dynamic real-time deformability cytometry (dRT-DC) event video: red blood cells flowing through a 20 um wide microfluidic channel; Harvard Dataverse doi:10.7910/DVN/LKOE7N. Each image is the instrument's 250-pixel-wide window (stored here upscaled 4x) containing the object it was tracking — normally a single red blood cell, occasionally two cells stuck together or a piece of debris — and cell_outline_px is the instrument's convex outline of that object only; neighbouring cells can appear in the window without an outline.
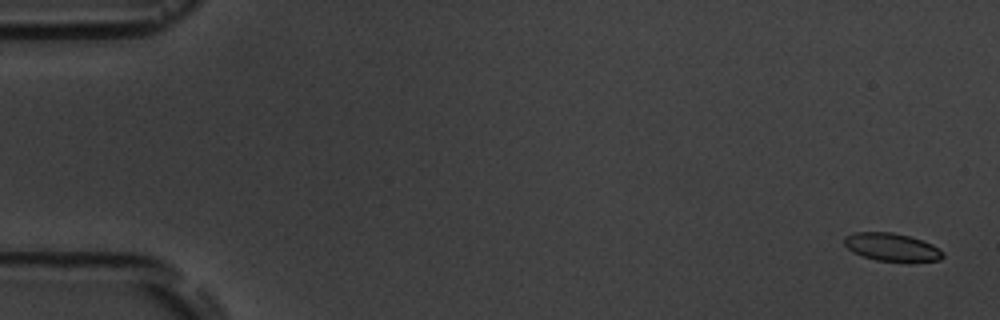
{"species": "common noctule bat (a hibernating species)", "species_latin": "Nyctalus noctula", "temperature_condition": "room temperature", "stored_images_in_passage": 5, "camera_frame_rate_fps": 3000, "um_per_image_px": 0.085, "animal": {"sex": "male", "body_mass_g": 19.5, "forearm_length_mm": 54.6}, "frame": {"image": 1, "passage_image": 1, "time_ms": 0.0, "image_size_px": [1000, 320], "cell_outline_px": [[944, 256], [940, 260], [876, 260], [852, 252], [844, 244], [844, 236], [856, 232], [892, 232], [908, 236], [932, 244], [944, 252]], "centroid_in_image_um": [75.76, 20.98], "position_along_channel_um": 9.2, "area_um2": 15.61}}
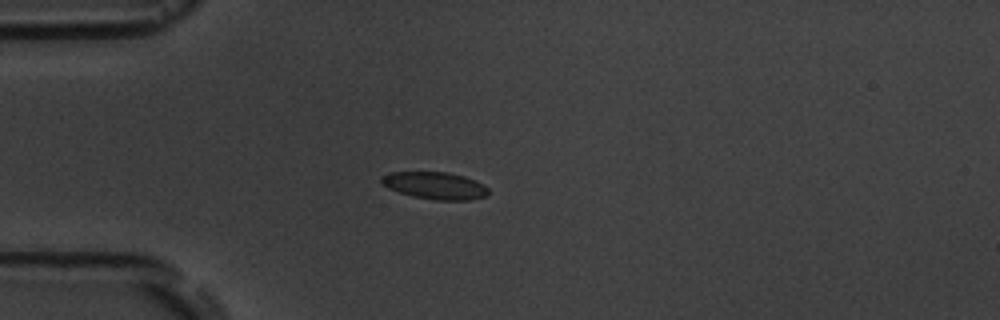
{"frame": {"image": 2, "passage_image": 5, "time_ms": 4.667, "image_size_px": [1000, 320], "cell_outline_px": [[488, 192], [484, 196], [468, 200], [436, 200], [412, 196], [388, 188], [380, 180], [380, 176], [388, 172], [448, 172], [464, 176], [476, 180], [484, 184], [488, 188]], "centroid_in_image_um": [36.97, 15.76], "position_along_channel_um": 48.0, "area_um2": 16.94}}